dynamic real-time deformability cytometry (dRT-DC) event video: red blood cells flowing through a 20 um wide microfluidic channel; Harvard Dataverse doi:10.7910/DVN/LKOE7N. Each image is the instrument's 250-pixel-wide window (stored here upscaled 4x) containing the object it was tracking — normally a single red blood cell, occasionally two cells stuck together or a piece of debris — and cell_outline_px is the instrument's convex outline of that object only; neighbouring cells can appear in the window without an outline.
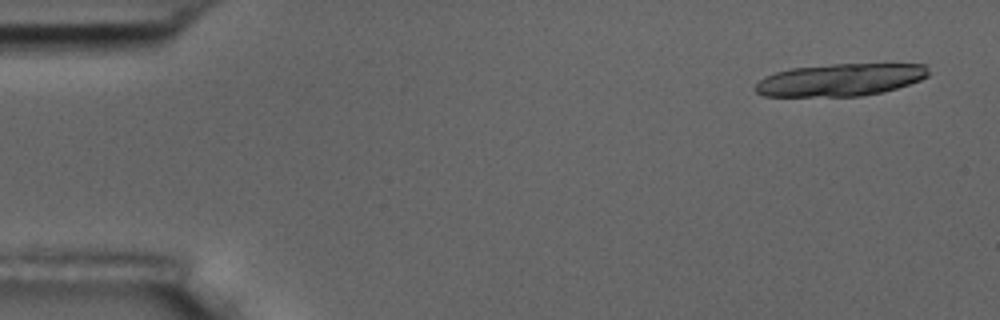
{"species": "common noctule bat (a hibernating species)", "species_latin": "Nyctalus noctula", "temperature_condition": "room temperature", "stored_images_in_passage": 5, "camera_frame_rate_fps": 3000, "um_per_image_px": 0.085, "animal": {"sex": "male", "body_mass_g": 17.5, "forearm_length_mm": 52.3}, "frame": {"image": 1, "passage_image": 1, "time_ms": 0.0, "image_size_px": [1000, 320], "cell_outline_px": [[928, 76], [920, 80], [884, 92], [860, 96], [764, 96], [756, 92], [752, 88], [764, 76], [776, 72], [792, 68], [832, 64], [924, 64], [928, 72]], "centroid_in_image_um": [71.38, 6.79], "position_along_channel_um": 13.6, "area_um2": 32.6}}
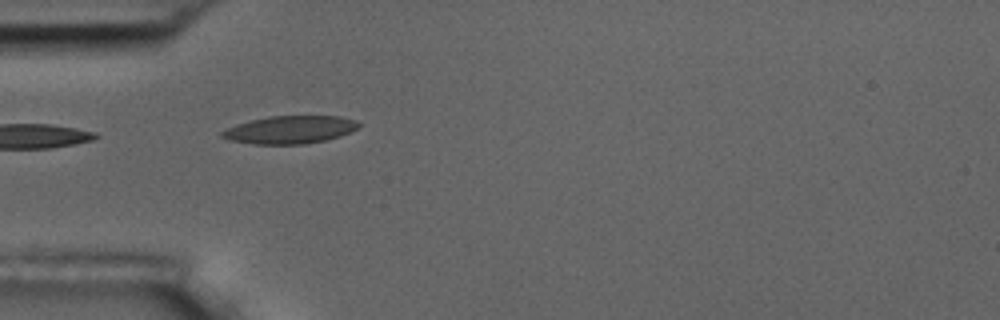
{"frame": {"image": 2, "passage_image": 4, "time_ms": 4.667, "image_size_px": [1000, 320], "cell_outline_px": [[360, 124], [352, 132], [340, 136], [324, 140], [304, 144], [252, 144], [228, 140], [220, 136], [220, 132], [236, 124], [268, 116], [340, 116], [356, 120]], "centroid_in_image_um": [24.63, 11.03], "position_along_channel_um": 60.4, "area_um2": 22.14}}